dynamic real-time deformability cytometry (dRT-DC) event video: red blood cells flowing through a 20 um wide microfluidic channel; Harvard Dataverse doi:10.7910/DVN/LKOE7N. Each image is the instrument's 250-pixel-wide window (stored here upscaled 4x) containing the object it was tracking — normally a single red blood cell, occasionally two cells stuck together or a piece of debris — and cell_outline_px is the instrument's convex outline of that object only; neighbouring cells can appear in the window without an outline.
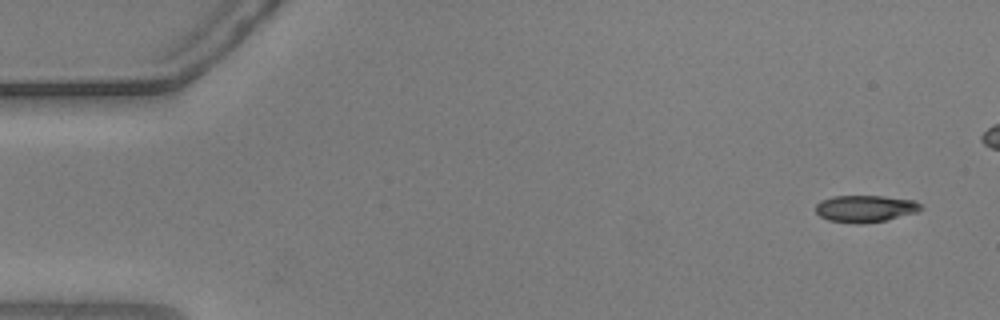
{"species": "common noctule bat (a hibernating species)", "species_latin": "Nyctalus noctula", "temperature_condition": "warm", "stored_images_in_passage": 48, "camera_frame_rate_fps": 3000, "um_per_image_px": 0.085, "animal": {"sex": "male", "body_mass_g": 20.5, "forearm_length_mm": 52.5}, "frame": {"image": 1, "passage_image": 1, "time_ms": 0.0, "image_size_px": [1000, 320], "cell_outline_px": [[924, 208], [920, 212], [888, 220], [860, 224], [856, 224], [828, 220], [820, 216], [816, 212], [816, 204], [820, 200], [832, 196], [884, 196], [916, 200]], "centroid_in_image_um": [73.59, 17.73], "position_along_channel_um": 11.4, "area_um2": 16.88}}
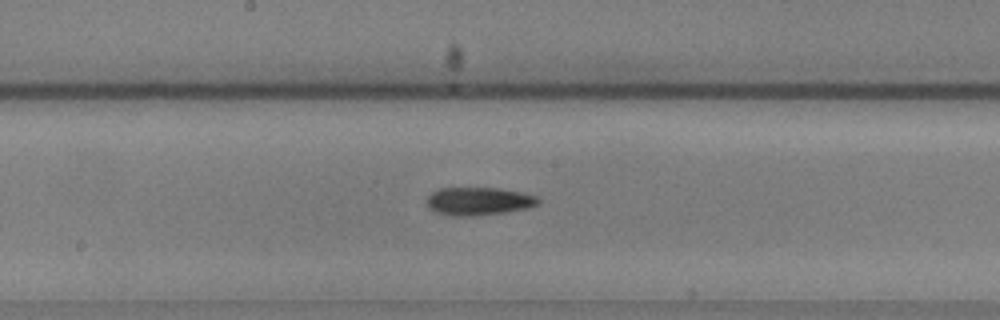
{"frame": {"image": 2, "passage_image": 27, "time_ms": 8.667, "image_size_px": [1000, 320], "cell_outline_px": [[540, 204], [528, 208], [504, 212], [472, 216], [452, 216], [436, 212], [428, 208], [428, 196], [432, 192], [440, 188], [500, 188], [540, 196]], "centroid_in_image_um": [40.73, 17.1], "position_along_channel_um": 207.5, "area_um2": 18.26}}
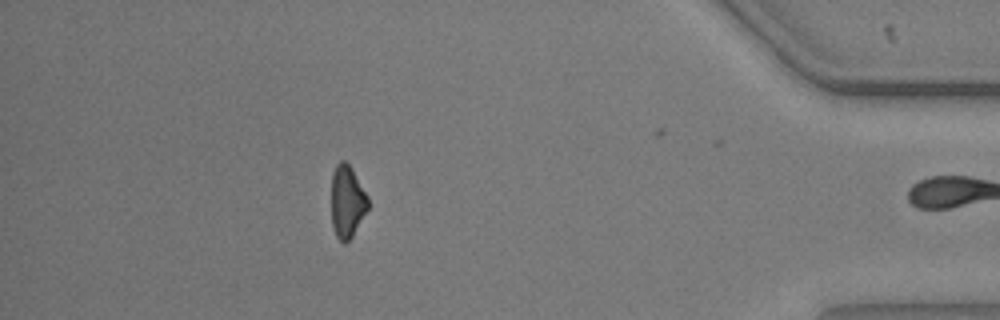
{"frame": {"image": 3, "passage_image": 47, "time_ms": 15.333, "image_size_px": [1000, 320], "cell_outline_px": [[368, 208], [352, 236], [344, 244], [336, 236], [332, 224], [332, 172], [336, 164], [340, 160], [344, 160], [352, 168], [368, 196]], "centroid_in_image_um": [29.5, 17.1], "position_along_channel_um": 405.7, "area_um2": 15.37}, "authors_computed_cell_mechanics": {"area_um2": 17.629, "velocity_mm_per_s": 3.6848, "shape_relaxation_time_tau1_ms": 6.5614, "shape_relaxation_time_tau2_ms": null, "deformation_change_tau1": 0.1724, "deformation_change_tau2": null}}